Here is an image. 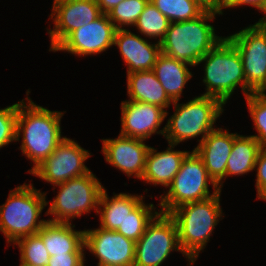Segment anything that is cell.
I'll use <instances>...</instances> for the list:
<instances>
[{
	"instance_id": "8",
	"label": "cell",
	"mask_w": 266,
	"mask_h": 266,
	"mask_svg": "<svg viewBox=\"0 0 266 266\" xmlns=\"http://www.w3.org/2000/svg\"><path fill=\"white\" fill-rule=\"evenodd\" d=\"M59 187L58 195L54 197L46 215H54L47 221L55 223H71L69 220L87 214L91 209L98 211L99 199L104 189L91 170L82 176L71 178L64 183L54 185Z\"/></svg>"
},
{
	"instance_id": "34",
	"label": "cell",
	"mask_w": 266,
	"mask_h": 266,
	"mask_svg": "<svg viewBox=\"0 0 266 266\" xmlns=\"http://www.w3.org/2000/svg\"><path fill=\"white\" fill-rule=\"evenodd\" d=\"M249 5L256 7L259 11L264 12L266 9V0H223L224 8H233L237 6Z\"/></svg>"
},
{
	"instance_id": "13",
	"label": "cell",
	"mask_w": 266,
	"mask_h": 266,
	"mask_svg": "<svg viewBox=\"0 0 266 266\" xmlns=\"http://www.w3.org/2000/svg\"><path fill=\"white\" fill-rule=\"evenodd\" d=\"M84 244L99 259L98 266H134L136 242L116 230H84Z\"/></svg>"
},
{
	"instance_id": "3",
	"label": "cell",
	"mask_w": 266,
	"mask_h": 266,
	"mask_svg": "<svg viewBox=\"0 0 266 266\" xmlns=\"http://www.w3.org/2000/svg\"><path fill=\"white\" fill-rule=\"evenodd\" d=\"M220 13L205 10L197 18L187 21L171 22L164 39L160 42L161 53L174 59L197 66L199 60L224 37L215 34L213 25Z\"/></svg>"
},
{
	"instance_id": "26",
	"label": "cell",
	"mask_w": 266,
	"mask_h": 266,
	"mask_svg": "<svg viewBox=\"0 0 266 266\" xmlns=\"http://www.w3.org/2000/svg\"><path fill=\"white\" fill-rule=\"evenodd\" d=\"M154 209L155 207L153 204L146 205L142 201L133 211L129 213V216L123 225H120L116 231L126 238L137 242L144 234L147 225L158 214V212Z\"/></svg>"
},
{
	"instance_id": "27",
	"label": "cell",
	"mask_w": 266,
	"mask_h": 266,
	"mask_svg": "<svg viewBox=\"0 0 266 266\" xmlns=\"http://www.w3.org/2000/svg\"><path fill=\"white\" fill-rule=\"evenodd\" d=\"M169 23L168 18L149 0L134 26L137 27L142 35L150 39L159 37L158 42L160 43L166 35Z\"/></svg>"
},
{
	"instance_id": "33",
	"label": "cell",
	"mask_w": 266,
	"mask_h": 266,
	"mask_svg": "<svg viewBox=\"0 0 266 266\" xmlns=\"http://www.w3.org/2000/svg\"><path fill=\"white\" fill-rule=\"evenodd\" d=\"M255 169L257 170V179L255 180V186L258 190L263 184H266V148H263L259 152L255 164Z\"/></svg>"
},
{
	"instance_id": "32",
	"label": "cell",
	"mask_w": 266,
	"mask_h": 266,
	"mask_svg": "<svg viewBox=\"0 0 266 266\" xmlns=\"http://www.w3.org/2000/svg\"><path fill=\"white\" fill-rule=\"evenodd\" d=\"M84 253H66L51 256L47 266H84Z\"/></svg>"
},
{
	"instance_id": "2",
	"label": "cell",
	"mask_w": 266,
	"mask_h": 266,
	"mask_svg": "<svg viewBox=\"0 0 266 266\" xmlns=\"http://www.w3.org/2000/svg\"><path fill=\"white\" fill-rule=\"evenodd\" d=\"M220 194L221 190L208 199L182 204L169 213L177 225L179 245L190 266L207 245L223 215Z\"/></svg>"
},
{
	"instance_id": "28",
	"label": "cell",
	"mask_w": 266,
	"mask_h": 266,
	"mask_svg": "<svg viewBox=\"0 0 266 266\" xmlns=\"http://www.w3.org/2000/svg\"><path fill=\"white\" fill-rule=\"evenodd\" d=\"M16 244L21 253L20 266H47L50 256L38 233L23 237Z\"/></svg>"
},
{
	"instance_id": "19",
	"label": "cell",
	"mask_w": 266,
	"mask_h": 266,
	"mask_svg": "<svg viewBox=\"0 0 266 266\" xmlns=\"http://www.w3.org/2000/svg\"><path fill=\"white\" fill-rule=\"evenodd\" d=\"M175 145L169 144L167 150L157 152L150 147L141 179L147 183L168 187L180 170L181 163L190 151L173 150Z\"/></svg>"
},
{
	"instance_id": "31",
	"label": "cell",
	"mask_w": 266,
	"mask_h": 266,
	"mask_svg": "<svg viewBox=\"0 0 266 266\" xmlns=\"http://www.w3.org/2000/svg\"><path fill=\"white\" fill-rule=\"evenodd\" d=\"M18 103L0 109V148L16 141Z\"/></svg>"
},
{
	"instance_id": "9",
	"label": "cell",
	"mask_w": 266,
	"mask_h": 266,
	"mask_svg": "<svg viewBox=\"0 0 266 266\" xmlns=\"http://www.w3.org/2000/svg\"><path fill=\"white\" fill-rule=\"evenodd\" d=\"M182 250L174 219L159 212L136 242L134 266H160L172 251Z\"/></svg>"
},
{
	"instance_id": "23",
	"label": "cell",
	"mask_w": 266,
	"mask_h": 266,
	"mask_svg": "<svg viewBox=\"0 0 266 266\" xmlns=\"http://www.w3.org/2000/svg\"><path fill=\"white\" fill-rule=\"evenodd\" d=\"M127 91L129 100L155 104L164 109L173 103L152 70L127 74Z\"/></svg>"
},
{
	"instance_id": "22",
	"label": "cell",
	"mask_w": 266,
	"mask_h": 266,
	"mask_svg": "<svg viewBox=\"0 0 266 266\" xmlns=\"http://www.w3.org/2000/svg\"><path fill=\"white\" fill-rule=\"evenodd\" d=\"M143 197L141 195L119 193L110 199L104 188L97 211V214H100V228L117 230L120 225H123L129 213L143 201Z\"/></svg>"
},
{
	"instance_id": "20",
	"label": "cell",
	"mask_w": 266,
	"mask_h": 266,
	"mask_svg": "<svg viewBox=\"0 0 266 266\" xmlns=\"http://www.w3.org/2000/svg\"><path fill=\"white\" fill-rule=\"evenodd\" d=\"M71 223L47 221L37 232L44 242L49 256L66 253H84V231H77Z\"/></svg>"
},
{
	"instance_id": "30",
	"label": "cell",
	"mask_w": 266,
	"mask_h": 266,
	"mask_svg": "<svg viewBox=\"0 0 266 266\" xmlns=\"http://www.w3.org/2000/svg\"><path fill=\"white\" fill-rule=\"evenodd\" d=\"M245 99L255 128L258 131L257 135L251 136L260 143L262 148H266V94L252 93Z\"/></svg>"
},
{
	"instance_id": "1",
	"label": "cell",
	"mask_w": 266,
	"mask_h": 266,
	"mask_svg": "<svg viewBox=\"0 0 266 266\" xmlns=\"http://www.w3.org/2000/svg\"><path fill=\"white\" fill-rule=\"evenodd\" d=\"M19 101L16 120V141L20 140L22 132V144L20 149L28 159L33 161L31 173L41 164L58 144L65 138L61 135V118L64 113L50 111L49 109L36 105L27 97Z\"/></svg>"
},
{
	"instance_id": "15",
	"label": "cell",
	"mask_w": 266,
	"mask_h": 266,
	"mask_svg": "<svg viewBox=\"0 0 266 266\" xmlns=\"http://www.w3.org/2000/svg\"><path fill=\"white\" fill-rule=\"evenodd\" d=\"M121 113L120 135L140 140H146L155 133L164 136L165 127L158 130L168 115L164 108L155 104L127 100L121 103Z\"/></svg>"
},
{
	"instance_id": "21",
	"label": "cell",
	"mask_w": 266,
	"mask_h": 266,
	"mask_svg": "<svg viewBox=\"0 0 266 266\" xmlns=\"http://www.w3.org/2000/svg\"><path fill=\"white\" fill-rule=\"evenodd\" d=\"M188 65L190 64L160 53L153 66L152 71L173 102L179 101L184 86L192 77Z\"/></svg>"
},
{
	"instance_id": "18",
	"label": "cell",
	"mask_w": 266,
	"mask_h": 266,
	"mask_svg": "<svg viewBox=\"0 0 266 266\" xmlns=\"http://www.w3.org/2000/svg\"><path fill=\"white\" fill-rule=\"evenodd\" d=\"M116 45L128 67L127 74L152 70L161 53L159 42L151 44L127 29L116 30L114 46Z\"/></svg>"
},
{
	"instance_id": "25",
	"label": "cell",
	"mask_w": 266,
	"mask_h": 266,
	"mask_svg": "<svg viewBox=\"0 0 266 266\" xmlns=\"http://www.w3.org/2000/svg\"><path fill=\"white\" fill-rule=\"evenodd\" d=\"M168 18L169 22L187 21L197 18L205 9L196 0H150Z\"/></svg>"
},
{
	"instance_id": "36",
	"label": "cell",
	"mask_w": 266,
	"mask_h": 266,
	"mask_svg": "<svg viewBox=\"0 0 266 266\" xmlns=\"http://www.w3.org/2000/svg\"><path fill=\"white\" fill-rule=\"evenodd\" d=\"M102 13L107 14L112 8L124 0H96Z\"/></svg>"
},
{
	"instance_id": "5",
	"label": "cell",
	"mask_w": 266,
	"mask_h": 266,
	"mask_svg": "<svg viewBox=\"0 0 266 266\" xmlns=\"http://www.w3.org/2000/svg\"><path fill=\"white\" fill-rule=\"evenodd\" d=\"M204 61L203 82L206 85V93L202 95L215 97L225 105L240 84L246 97V79L242 59L227 37L205 54L197 65Z\"/></svg>"
},
{
	"instance_id": "24",
	"label": "cell",
	"mask_w": 266,
	"mask_h": 266,
	"mask_svg": "<svg viewBox=\"0 0 266 266\" xmlns=\"http://www.w3.org/2000/svg\"><path fill=\"white\" fill-rule=\"evenodd\" d=\"M262 149L253 136L238 135L227 160L225 179L227 176H239L255 170L257 156Z\"/></svg>"
},
{
	"instance_id": "39",
	"label": "cell",
	"mask_w": 266,
	"mask_h": 266,
	"mask_svg": "<svg viewBox=\"0 0 266 266\" xmlns=\"http://www.w3.org/2000/svg\"><path fill=\"white\" fill-rule=\"evenodd\" d=\"M265 91H266V79H265L264 85L256 93L265 95Z\"/></svg>"
},
{
	"instance_id": "35",
	"label": "cell",
	"mask_w": 266,
	"mask_h": 266,
	"mask_svg": "<svg viewBox=\"0 0 266 266\" xmlns=\"http://www.w3.org/2000/svg\"><path fill=\"white\" fill-rule=\"evenodd\" d=\"M205 10L223 14V0H196Z\"/></svg>"
},
{
	"instance_id": "6",
	"label": "cell",
	"mask_w": 266,
	"mask_h": 266,
	"mask_svg": "<svg viewBox=\"0 0 266 266\" xmlns=\"http://www.w3.org/2000/svg\"><path fill=\"white\" fill-rule=\"evenodd\" d=\"M175 112L165 125L164 137L169 144L178 145L185 140L202 135L204 138L215 128L217 118L223 113L224 104L212 96L201 95L187 103L173 102Z\"/></svg>"
},
{
	"instance_id": "17",
	"label": "cell",
	"mask_w": 266,
	"mask_h": 266,
	"mask_svg": "<svg viewBox=\"0 0 266 266\" xmlns=\"http://www.w3.org/2000/svg\"><path fill=\"white\" fill-rule=\"evenodd\" d=\"M217 128L211 131L193 150L202 159L208 175L221 190L225 179L227 160L237 133ZM220 185V186H219Z\"/></svg>"
},
{
	"instance_id": "16",
	"label": "cell",
	"mask_w": 266,
	"mask_h": 266,
	"mask_svg": "<svg viewBox=\"0 0 266 266\" xmlns=\"http://www.w3.org/2000/svg\"><path fill=\"white\" fill-rule=\"evenodd\" d=\"M102 153L109 164L124 172L128 177L141 179L145 170L146 156L150 149L144 140L119 134L116 139H102Z\"/></svg>"
},
{
	"instance_id": "11",
	"label": "cell",
	"mask_w": 266,
	"mask_h": 266,
	"mask_svg": "<svg viewBox=\"0 0 266 266\" xmlns=\"http://www.w3.org/2000/svg\"><path fill=\"white\" fill-rule=\"evenodd\" d=\"M91 156L74 140L65 137L41 164L31 174L38 176L51 185L64 183L71 178L87 174L90 170L84 165Z\"/></svg>"
},
{
	"instance_id": "10",
	"label": "cell",
	"mask_w": 266,
	"mask_h": 266,
	"mask_svg": "<svg viewBox=\"0 0 266 266\" xmlns=\"http://www.w3.org/2000/svg\"><path fill=\"white\" fill-rule=\"evenodd\" d=\"M227 38L241 56L247 97L256 93L266 79V27L255 23Z\"/></svg>"
},
{
	"instance_id": "37",
	"label": "cell",
	"mask_w": 266,
	"mask_h": 266,
	"mask_svg": "<svg viewBox=\"0 0 266 266\" xmlns=\"http://www.w3.org/2000/svg\"><path fill=\"white\" fill-rule=\"evenodd\" d=\"M257 198L266 201V184H263V185L257 190Z\"/></svg>"
},
{
	"instance_id": "12",
	"label": "cell",
	"mask_w": 266,
	"mask_h": 266,
	"mask_svg": "<svg viewBox=\"0 0 266 266\" xmlns=\"http://www.w3.org/2000/svg\"><path fill=\"white\" fill-rule=\"evenodd\" d=\"M102 14L96 0H54L50 14L54 29L47 30L51 37L49 51H53L72 31Z\"/></svg>"
},
{
	"instance_id": "4",
	"label": "cell",
	"mask_w": 266,
	"mask_h": 266,
	"mask_svg": "<svg viewBox=\"0 0 266 266\" xmlns=\"http://www.w3.org/2000/svg\"><path fill=\"white\" fill-rule=\"evenodd\" d=\"M45 193L23 184L11 190L6 202L0 206V231L7 243L36 234L47 220H39L42 210L48 202Z\"/></svg>"
},
{
	"instance_id": "14",
	"label": "cell",
	"mask_w": 266,
	"mask_h": 266,
	"mask_svg": "<svg viewBox=\"0 0 266 266\" xmlns=\"http://www.w3.org/2000/svg\"><path fill=\"white\" fill-rule=\"evenodd\" d=\"M114 23L107 14L72 31L54 50L67 51L77 56L94 55L114 45L116 32Z\"/></svg>"
},
{
	"instance_id": "38",
	"label": "cell",
	"mask_w": 266,
	"mask_h": 266,
	"mask_svg": "<svg viewBox=\"0 0 266 266\" xmlns=\"http://www.w3.org/2000/svg\"><path fill=\"white\" fill-rule=\"evenodd\" d=\"M263 13L265 14L264 17L260 18L257 24L266 27V9Z\"/></svg>"
},
{
	"instance_id": "7",
	"label": "cell",
	"mask_w": 266,
	"mask_h": 266,
	"mask_svg": "<svg viewBox=\"0 0 266 266\" xmlns=\"http://www.w3.org/2000/svg\"><path fill=\"white\" fill-rule=\"evenodd\" d=\"M208 183L212 184L214 191L210 194ZM169 190L160 195L161 213L169 214L178 206L208 199L216 195L220 189L208 175L202 159L193 150L183 159L180 170L167 187Z\"/></svg>"
},
{
	"instance_id": "29",
	"label": "cell",
	"mask_w": 266,
	"mask_h": 266,
	"mask_svg": "<svg viewBox=\"0 0 266 266\" xmlns=\"http://www.w3.org/2000/svg\"><path fill=\"white\" fill-rule=\"evenodd\" d=\"M148 1L149 0H124L112 8L107 15L114 23L116 29H124L126 25L127 27L129 25L134 26Z\"/></svg>"
}]
</instances>
